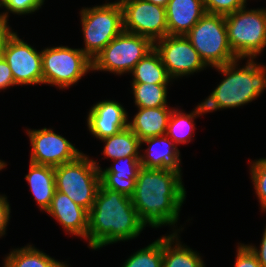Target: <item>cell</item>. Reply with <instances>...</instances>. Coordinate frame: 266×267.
Wrapping results in <instances>:
<instances>
[{
  "instance_id": "1f68e13d",
  "label": "cell",
  "mask_w": 266,
  "mask_h": 267,
  "mask_svg": "<svg viewBox=\"0 0 266 267\" xmlns=\"http://www.w3.org/2000/svg\"><path fill=\"white\" fill-rule=\"evenodd\" d=\"M15 81L13 79L12 71L9 64L4 58L0 59V89H6L10 86H14Z\"/></svg>"
},
{
  "instance_id": "9a60e30c",
  "label": "cell",
  "mask_w": 266,
  "mask_h": 267,
  "mask_svg": "<svg viewBox=\"0 0 266 267\" xmlns=\"http://www.w3.org/2000/svg\"><path fill=\"white\" fill-rule=\"evenodd\" d=\"M46 212L54 217L66 232L87 238L89 212L77 205L66 194L55 190Z\"/></svg>"
},
{
  "instance_id": "277c9868",
  "label": "cell",
  "mask_w": 266,
  "mask_h": 267,
  "mask_svg": "<svg viewBox=\"0 0 266 267\" xmlns=\"http://www.w3.org/2000/svg\"><path fill=\"white\" fill-rule=\"evenodd\" d=\"M100 166L85 154L54 167L56 190L88 212L92 208L101 184Z\"/></svg>"
},
{
  "instance_id": "d6986e66",
  "label": "cell",
  "mask_w": 266,
  "mask_h": 267,
  "mask_svg": "<svg viewBox=\"0 0 266 267\" xmlns=\"http://www.w3.org/2000/svg\"><path fill=\"white\" fill-rule=\"evenodd\" d=\"M138 110L132 122H128V127L140 141L166 134L173 109H170L169 106H162L156 108H138Z\"/></svg>"
},
{
  "instance_id": "30bf717a",
  "label": "cell",
  "mask_w": 266,
  "mask_h": 267,
  "mask_svg": "<svg viewBox=\"0 0 266 267\" xmlns=\"http://www.w3.org/2000/svg\"><path fill=\"white\" fill-rule=\"evenodd\" d=\"M125 32L153 42L168 35L166 8L145 0H119Z\"/></svg>"
},
{
  "instance_id": "d4e9b609",
  "label": "cell",
  "mask_w": 266,
  "mask_h": 267,
  "mask_svg": "<svg viewBox=\"0 0 266 267\" xmlns=\"http://www.w3.org/2000/svg\"><path fill=\"white\" fill-rule=\"evenodd\" d=\"M182 111L175 110L170 115L166 135L171 138L175 144L188 143L191 141L193 130L194 118L198 115L205 113L202 103L197 105L193 112L190 114L181 113Z\"/></svg>"
},
{
  "instance_id": "5b68a950",
  "label": "cell",
  "mask_w": 266,
  "mask_h": 267,
  "mask_svg": "<svg viewBox=\"0 0 266 267\" xmlns=\"http://www.w3.org/2000/svg\"><path fill=\"white\" fill-rule=\"evenodd\" d=\"M228 41L238 60L254 59L266 47V10L246 7L225 16Z\"/></svg>"
},
{
  "instance_id": "cb8c5ba5",
  "label": "cell",
  "mask_w": 266,
  "mask_h": 267,
  "mask_svg": "<svg viewBox=\"0 0 266 267\" xmlns=\"http://www.w3.org/2000/svg\"><path fill=\"white\" fill-rule=\"evenodd\" d=\"M4 267H68L44 252L28 245L14 249L4 259Z\"/></svg>"
},
{
  "instance_id": "484cf974",
  "label": "cell",
  "mask_w": 266,
  "mask_h": 267,
  "mask_svg": "<svg viewBox=\"0 0 266 267\" xmlns=\"http://www.w3.org/2000/svg\"><path fill=\"white\" fill-rule=\"evenodd\" d=\"M167 85L132 83L135 105L138 108H156L167 106Z\"/></svg>"
},
{
  "instance_id": "d590c367",
  "label": "cell",
  "mask_w": 266,
  "mask_h": 267,
  "mask_svg": "<svg viewBox=\"0 0 266 267\" xmlns=\"http://www.w3.org/2000/svg\"><path fill=\"white\" fill-rule=\"evenodd\" d=\"M145 1H148L155 5H159V6L166 8L169 0H145Z\"/></svg>"
},
{
  "instance_id": "ba28073f",
  "label": "cell",
  "mask_w": 266,
  "mask_h": 267,
  "mask_svg": "<svg viewBox=\"0 0 266 267\" xmlns=\"http://www.w3.org/2000/svg\"><path fill=\"white\" fill-rule=\"evenodd\" d=\"M154 49V42L137 34L123 31L92 61V70L121 75L132 72L135 65Z\"/></svg>"
},
{
  "instance_id": "ac0fdd59",
  "label": "cell",
  "mask_w": 266,
  "mask_h": 267,
  "mask_svg": "<svg viewBox=\"0 0 266 267\" xmlns=\"http://www.w3.org/2000/svg\"><path fill=\"white\" fill-rule=\"evenodd\" d=\"M205 13L203 0H169L166 7L168 35H186Z\"/></svg>"
},
{
  "instance_id": "4316f807",
  "label": "cell",
  "mask_w": 266,
  "mask_h": 267,
  "mask_svg": "<svg viewBox=\"0 0 266 267\" xmlns=\"http://www.w3.org/2000/svg\"><path fill=\"white\" fill-rule=\"evenodd\" d=\"M122 267H163V237L133 253Z\"/></svg>"
},
{
  "instance_id": "52a82bcc",
  "label": "cell",
  "mask_w": 266,
  "mask_h": 267,
  "mask_svg": "<svg viewBox=\"0 0 266 267\" xmlns=\"http://www.w3.org/2000/svg\"><path fill=\"white\" fill-rule=\"evenodd\" d=\"M85 47L81 50L93 59L124 31L122 7L117 2L81 10Z\"/></svg>"
},
{
  "instance_id": "f546056e",
  "label": "cell",
  "mask_w": 266,
  "mask_h": 267,
  "mask_svg": "<svg viewBox=\"0 0 266 267\" xmlns=\"http://www.w3.org/2000/svg\"><path fill=\"white\" fill-rule=\"evenodd\" d=\"M45 0H3L1 6L5 7L8 12L23 15L35 12L40 9Z\"/></svg>"
},
{
  "instance_id": "8fae6325",
  "label": "cell",
  "mask_w": 266,
  "mask_h": 267,
  "mask_svg": "<svg viewBox=\"0 0 266 267\" xmlns=\"http://www.w3.org/2000/svg\"><path fill=\"white\" fill-rule=\"evenodd\" d=\"M154 48L172 79L206 68V64L185 35H167L155 41Z\"/></svg>"
},
{
  "instance_id": "3957f363",
  "label": "cell",
  "mask_w": 266,
  "mask_h": 267,
  "mask_svg": "<svg viewBox=\"0 0 266 267\" xmlns=\"http://www.w3.org/2000/svg\"><path fill=\"white\" fill-rule=\"evenodd\" d=\"M237 62L215 67L225 78L202 102L205 113L249 103L266 88V66L248 59L246 65L238 69Z\"/></svg>"
},
{
  "instance_id": "9c48e42d",
  "label": "cell",
  "mask_w": 266,
  "mask_h": 267,
  "mask_svg": "<svg viewBox=\"0 0 266 267\" xmlns=\"http://www.w3.org/2000/svg\"><path fill=\"white\" fill-rule=\"evenodd\" d=\"M89 70L92 71V60L81 49L58 46L42 51L43 84L67 88Z\"/></svg>"
},
{
  "instance_id": "74e56055",
  "label": "cell",
  "mask_w": 266,
  "mask_h": 267,
  "mask_svg": "<svg viewBox=\"0 0 266 267\" xmlns=\"http://www.w3.org/2000/svg\"><path fill=\"white\" fill-rule=\"evenodd\" d=\"M6 164L0 160V170H2L3 168H5Z\"/></svg>"
},
{
  "instance_id": "83f0119b",
  "label": "cell",
  "mask_w": 266,
  "mask_h": 267,
  "mask_svg": "<svg viewBox=\"0 0 266 267\" xmlns=\"http://www.w3.org/2000/svg\"><path fill=\"white\" fill-rule=\"evenodd\" d=\"M251 179L259 198L261 208L266 211V158H261L251 164Z\"/></svg>"
},
{
  "instance_id": "836d02e7",
  "label": "cell",
  "mask_w": 266,
  "mask_h": 267,
  "mask_svg": "<svg viewBox=\"0 0 266 267\" xmlns=\"http://www.w3.org/2000/svg\"><path fill=\"white\" fill-rule=\"evenodd\" d=\"M15 32L9 28L8 20L0 19V59L4 57L5 48L8 40L13 36Z\"/></svg>"
},
{
  "instance_id": "8992f818",
  "label": "cell",
  "mask_w": 266,
  "mask_h": 267,
  "mask_svg": "<svg viewBox=\"0 0 266 267\" xmlns=\"http://www.w3.org/2000/svg\"><path fill=\"white\" fill-rule=\"evenodd\" d=\"M185 36L206 66L219 67L238 60L230 47L223 15L205 13Z\"/></svg>"
},
{
  "instance_id": "7402d4cb",
  "label": "cell",
  "mask_w": 266,
  "mask_h": 267,
  "mask_svg": "<svg viewBox=\"0 0 266 267\" xmlns=\"http://www.w3.org/2000/svg\"><path fill=\"white\" fill-rule=\"evenodd\" d=\"M131 73L132 83L168 84L172 79L155 48L135 65Z\"/></svg>"
},
{
  "instance_id": "5bb4252c",
  "label": "cell",
  "mask_w": 266,
  "mask_h": 267,
  "mask_svg": "<svg viewBox=\"0 0 266 267\" xmlns=\"http://www.w3.org/2000/svg\"><path fill=\"white\" fill-rule=\"evenodd\" d=\"M128 113L123 106L113 100L96 103L89 111L87 126L100 140L128 127Z\"/></svg>"
},
{
  "instance_id": "44dd1931",
  "label": "cell",
  "mask_w": 266,
  "mask_h": 267,
  "mask_svg": "<svg viewBox=\"0 0 266 267\" xmlns=\"http://www.w3.org/2000/svg\"><path fill=\"white\" fill-rule=\"evenodd\" d=\"M163 267H205V264L198 253L179 243L178 233L174 232L163 237Z\"/></svg>"
},
{
  "instance_id": "7a4b0ae2",
  "label": "cell",
  "mask_w": 266,
  "mask_h": 267,
  "mask_svg": "<svg viewBox=\"0 0 266 267\" xmlns=\"http://www.w3.org/2000/svg\"><path fill=\"white\" fill-rule=\"evenodd\" d=\"M146 225L138 216L131 197L100 184L89 211L87 240L91 249L139 236Z\"/></svg>"
},
{
  "instance_id": "8d00e7d4",
  "label": "cell",
  "mask_w": 266,
  "mask_h": 267,
  "mask_svg": "<svg viewBox=\"0 0 266 267\" xmlns=\"http://www.w3.org/2000/svg\"><path fill=\"white\" fill-rule=\"evenodd\" d=\"M0 7H1V4H0ZM1 18H4V19L8 20V19H7V18H8V12H5V13L3 12V13H1V14H0V19H1Z\"/></svg>"
},
{
  "instance_id": "e575fe53",
  "label": "cell",
  "mask_w": 266,
  "mask_h": 267,
  "mask_svg": "<svg viewBox=\"0 0 266 267\" xmlns=\"http://www.w3.org/2000/svg\"><path fill=\"white\" fill-rule=\"evenodd\" d=\"M266 227V226H265ZM251 251L256 255L258 262L261 264L262 267H266V228L263 233V238L260 243V249L258 250L257 247L253 245H247Z\"/></svg>"
},
{
  "instance_id": "ffe728a7",
  "label": "cell",
  "mask_w": 266,
  "mask_h": 267,
  "mask_svg": "<svg viewBox=\"0 0 266 267\" xmlns=\"http://www.w3.org/2000/svg\"><path fill=\"white\" fill-rule=\"evenodd\" d=\"M25 179L30 185L38 206L41 210L46 211L56 190L54 167L30 162L29 173L25 176Z\"/></svg>"
},
{
  "instance_id": "603a6c76",
  "label": "cell",
  "mask_w": 266,
  "mask_h": 267,
  "mask_svg": "<svg viewBox=\"0 0 266 267\" xmlns=\"http://www.w3.org/2000/svg\"><path fill=\"white\" fill-rule=\"evenodd\" d=\"M105 142L103 154L113 160L128 157H140V139L129 127L120 130L118 133L101 139Z\"/></svg>"
},
{
  "instance_id": "4fadbf2b",
  "label": "cell",
  "mask_w": 266,
  "mask_h": 267,
  "mask_svg": "<svg viewBox=\"0 0 266 267\" xmlns=\"http://www.w3.org/2000/svg\"><path fill=\"white\" fill-rule=\"evenodd\" d=\"M31 142L30 162L38 165L58 166L75 160L79 152L67 139L46 127L27 130Z\"/></svg>"
},
{
  "instance_id": "7c38bea8",
  "label": "cell",
  "mask_w": 266,
  "mask_h": 267,
  "mask_svg": "<svg viewBox=\"0 0 266 267\" xmlns=\"http://www.w3.org/2000/svg\"><path fill=\"white\" fill-rule=\"evenodd\" d=\"M16 85L43 84L42 51L20 39L15 32L8 40L4 57Z\"/></svg>"
},
{
  "instance_id": "f1b7e54d",
  "label": "cell",
  "mask_w": 266,
  "mask_h": 267,
  "mask_svg": "<svg viewBox=\"0 0 266 267\" xmlns=\"http://www.w3.org/2000/svg\"><path fill=\"white\" fill-rule=\"evenodd\" d=\"M247 0H203L204 8L208 14L226 16L246 6Z\"/></svg>"
},
{
  "instance_id": "d6a6232c",
  "label": "cell",
  "mask_w": 266,
  "mask_h": 267,
  "mask_svg": "<svg viewBox=\"0 0 266 267\" xmlns=\"http://www.w3.org/2000/svg\"><path fill=\"white\" fill-rule=\"evenodd\" d=\"M10 219V205L6 196L0 195V237L6 232V227Z\"/></svg>"
},
{
  "instance_id": "2e32d148",
  "label": "cell",
  "mask_w": 266,
  "mask_h": 267,
  "mask_svg": "<svg viewBox=\"0 0 266 267\" xmlns=\"http://www.w3.org/2000/svg\"><path fill=\"white\" fill-rule=\"evenodd\" d=\"M142 143L148 144L149 147L145 150L147 154L140 155L141 167L165 169L182 175L180 152L166 134L144 139Z\"/></svg>"
},
{
  "instance_id": "6da1fadb",
  "label": "cell",
  "mask_w": 266,
  "mask_h": 267,
  "mask_svg": "<svg viewBox=\"0 0 266 267\" xmlns=\"http://www.w3.org/2000/svg\"><path fill=\"white\" fill-rule=\"evenodd\" d=\"M181 175L157 168L139 169L131 201L139 218L152 228L175 225L186 199Z\"/></svg>"
},
{
  "instance_id": "e0dca14e",
  "label": "cell",
  "mask_w": 266,
  "mask_h": 267,
  "mask_svg": "<svg viewBox=\"0 0 266 267\" xmlns=\"http://www.w3.org/2000/svg\"><path fill=\"white\" fill-rule=\"evenodd\" d=\"M114 162L113 166L111 165V167L103 171L100 169L101 184L109 190L131 197L135 190L139 169L141 168L140 157L126 156L114 160Z\"/></svg>"
},
{
  "instance_id": "4dcf8cb0",
  "label": "cell",
  "mask_w": 266,
  "mask_h": 267,
  "mask_svg": "<svg viewBox=\"0 0 266 267\" xmlns=\"http://www.w3.org/2000/svg\"><path fill=\"white\" fill-rule=\"evenodd\" d=\"M236 256L234 267H262L247 244L238 246Z\"/></svg>"
}]
</instances>
